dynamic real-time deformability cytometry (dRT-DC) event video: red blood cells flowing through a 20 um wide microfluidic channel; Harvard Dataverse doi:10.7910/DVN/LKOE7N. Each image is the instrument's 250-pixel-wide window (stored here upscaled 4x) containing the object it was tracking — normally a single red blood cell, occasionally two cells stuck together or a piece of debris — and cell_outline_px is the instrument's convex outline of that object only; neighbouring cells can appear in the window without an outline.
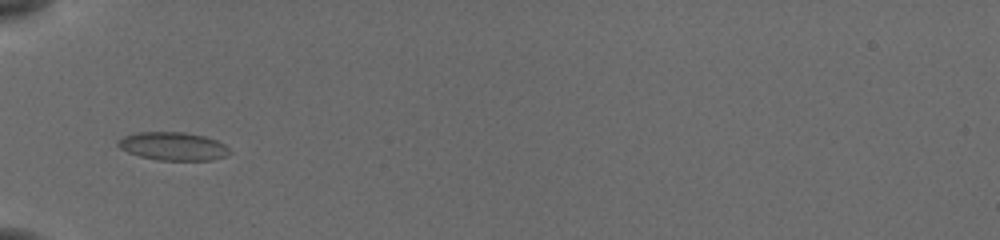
{"species": "common noctule bat (a hibernating species)", "species_latin": "Nyctalus noctula", "temperature_condition": "cold", "stored_images_in_passage": 35, "camera_frame_rate_fps": 3000, "um_per_image_px": 0.085, "animal": {"sex": "female", "body_mass_g": 19.5, "forearm_length_mm": 54.1}, "frame": {"image": 1, "passage_image": 1, "time_ms": 0.0, "image_size_px": [1000, 240], "cell_outline_px": [[232, 152], [224, 156], [212, 160], [156, 160], [140, 156], [128, 152], [120, 148], [116, 144], [124, 136], [136, 132], [184, 132], [204, 136], [216, 140], [224, 144]], "centroid_in_image_um": [14.71, 12.43], "position_along_channel_um": 70.3, "area_um2": 18.26}}
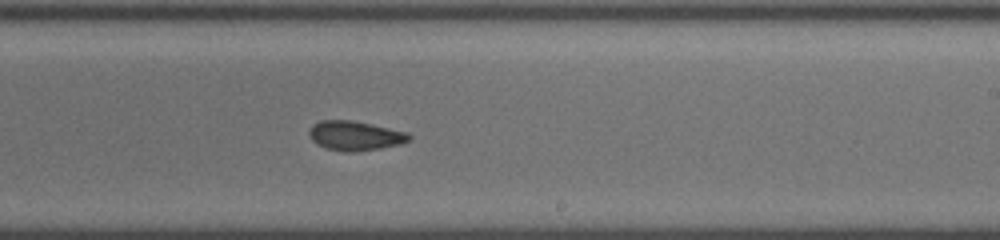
{"frame": {"image": 2, "passage_image": 16, "time_ms": 5.0, "image_size_px": [1000, 240], "cell_outline_px": [[412, 136], [408, 140], [400, 144], [380, 148], [356, 152], [344, 152], [324, 148], [316, 144], [312, 140], [308, 132], [312, 124], [320, 120], [352, 120], [408, 132]], "centroid_in_image_um": [30.14, 11.54], "position_along_channel_um": 258.9, "area_um2": 17.28}}
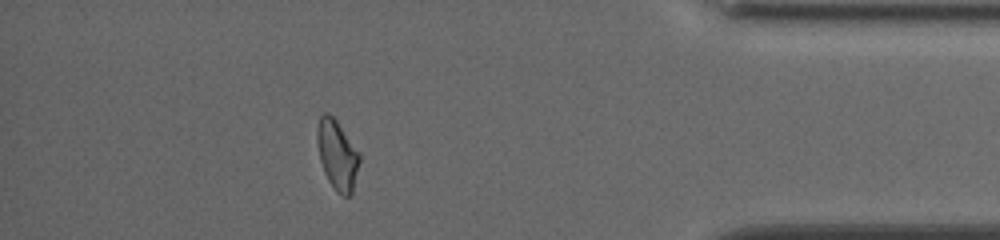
{"frame": {"image": 3, "passage_image": 30, "time_ms": 9.667, "image_size_px": [1000, 240], "cell_outline_px": [[360, 160], [352, 192], [348, 196], [344, 196], [336, 192], [328, 180], [324, 172], [320, 160], [316, 140], [316, 128], [320, 116], [324, 112], [328, 112], [336, 120], [360, 156]], "centroid_in_image_um": [28.63, 13.16], "position_along_channel_um": 406.6, "area_um2": 16.94}, "authors_computed_cell_mechanics": {"area_um2": 17.051, "velocity_mm_per_s": 3.8479, "shape_relaxation_time_tau1_ms": null, "shape_relaxation_time_tau2_ms": 2.8521, "deformation_change_tau1": null, "deformation_change_tau2": 0.076}}